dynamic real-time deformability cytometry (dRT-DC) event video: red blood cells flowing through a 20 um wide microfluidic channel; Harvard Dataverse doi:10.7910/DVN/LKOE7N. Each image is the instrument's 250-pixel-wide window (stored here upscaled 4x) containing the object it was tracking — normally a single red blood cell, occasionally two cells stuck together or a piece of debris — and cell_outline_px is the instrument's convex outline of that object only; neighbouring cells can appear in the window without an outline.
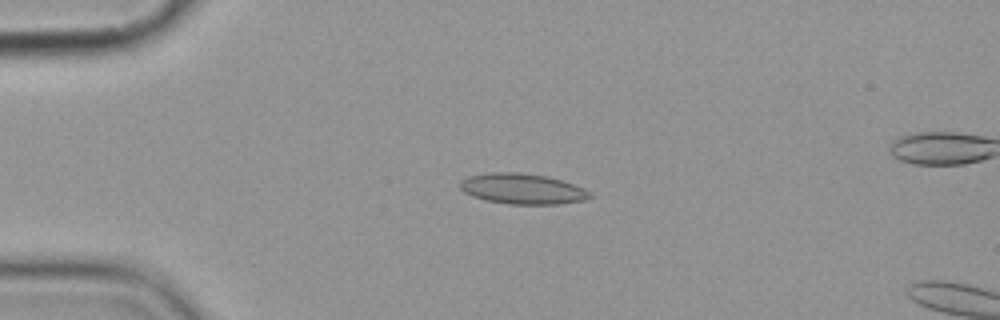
{"species": "common noctule bat (a hibernating species)", "species_latin": "Nyctalus noctula", "temperature_condition": "cold", "stored_images_in_passage": 5, "camera_frame_rate_fps": 3000, "um_per_image_px": 0.085, "animal": {"sex": "female", "body_mass_g": 19.9}, "frame": {"image": 1, "passage_image": 4, "time_ms": 3.667, "image_size_px": [1000, 320], "cell_outline_px": [[592, 196], [584, 200], [556, 204], [508, 204], [484, 200], [472, 196], [464, 192], [460, 188], [460, 180], [468, 176], [488, 172], [516, 172], [544, 176], [560, 180], [584, 188], [592, 192]], "centroid_in_image_um": [44.37, 16.05], "position_along_channel_um": 40.6, "area_um2": 23.06}}